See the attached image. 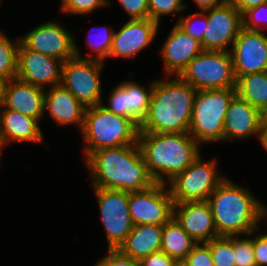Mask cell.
I'll return each mask as SVG.
<instances>
[{
	"instance_id": "1",
	"label": "cell",
	"mask_w": 267,
	"mask_h": 266,
	"mask_svg": "<svg viewBox=\"0 0 267 266\" xmlns=\"http://www.w3.org/2000/svg\"><path fill=\"white\" fill-rule=\"evenodd\" d=\"M85 164L93 187L132 192L147 189L155 183L138 144L94 151Z\"/></svg>"
},
{
	"instance_id": "2",
	"label": "cell",
	"mask_w": 267,
	"mask_h": 266,
	"mask_svg": "<svg viewBox=\"0 0 267 266\" xmlns=\"http://www.w3.org/2000/svg\"><path fill=\"white\" fill-rule=\"evenodd\" d=\"M164 76L162 80H154L149 111L139 126V132L189 131L197 90L179 76Z\"/></svg>"
},
{
	"instance_id": "3",
	"label": "cell",
	"mask_w": 267,
	"mask_h": 266,
	"mask_svg": "<svg viewBox=\"0 0 267 266\" xmlns=\"http://www.w3.org/2000/svg\"><path fill=\"white\" fill-rule=\"evenodd\" d=\"M138 145L154 182L167 183L201 154L200 144L188 133L139 132Z\"/></svg>"
},
{
	"instance_id": "4",
	"label": "cell",
	"mask_w": 267,
	"mask_h": 266,
	"mask_svg": "<svg viewBox=\"0 0 267 266\" xmlns=\"http://www.w3.org/2000/svg\"><path fill=\"white\" fill-rule=\"evenodd\" d=\"M214 223L219 236L247 235L258 229L263 219V203L249 189L226 177L210 194Z\"/></svg>"
},
{
	"instance_id": "5",
	"label": "cell",
	"mask_w": 267,
	"mask_h": 266,
	"mask_svg": "<svg viewBox=\"0 0 267 266\" xmlns=\"http://www.w3.org/2000/svg\"><path fill=\"white\" fill-rule=\"evenodd\" d=\"M81 133L86 160L94 151L103 148L138 144L139 126L99 104L86 108Z\"/></svg>"
},
{
	"instance_id": "6",
	"label": "cell",
	"mask_w": 267,
	"mask_h": 266,
	"mask_svg": "<svg viewBox=\"0 0 267 266\" xmlns=\"http://www.w3.org/2000/svg\"><path fill=\"white\" fill-rule=\"evenodd\" d=\"M236 88L197 91L188 133L201 145L224 141V118Z\"/></svg>"
},
{
	"instance_id": "7",
	"label": "cell",
	"mask_w": 267,
	"mask_h": 266,
	"mask_svg": "<svg viewBox=\"0 0 267 266\" xmlns=\"http://www.w3.org/2000/svg\"><path fill=\"white\" fill-rule=\"evenodd\" d=\"M179 77L197 91L236 88L230 51H202L189 62Z\"/></svg>"
},
{
	"instance_id": "8",
	"label": "cell",
	"mask_w": 267,
	"mask_h": 266,
	"mask_svg": "<svg viewBox=\"0 0 267 266\" xmlns=\"http://www.w3.org/2000/svg\"><path fill=\"white\" fill-rule=\"evenodd\" d=\"M216 158L204 160L201 154L183 172L168 181L174 203L206 201L210 194L226 178L218 172ZM169 184V185H168Z\"/></svg>"
},
{
	"instance_id": "9",
	"label": "cell",
	"mask_w": 267,
	"mask_h": 266,
	"mask_svg": "<svg viewBox=\"0 0 267 266\" xmlns=\"http://www.w3.org/2000/svg\"><path fill=\"white\" fill-rule=\"evenodd\" d=\"M80 53L75 41V57L63 63L61 85L86 108L97 106L104 102L100 76L105 62L83 58Z\"/></svg>"
},
{
	"instance_id": "10",
	"label": "cell",
	"mask_w": 267,
	"mask_h": 266,
	"mask_svg": "<svg viewBox=\"0 0 267 266\" xmlns=\"http://www.w3.org/2000/svg\"><path fill=\"white\" fill-rule=\"evenodd\" d=\"M107 238V249H118L133 229L129 192L92 187Z\"/></svg>"
},
{
	"instance_id": "11",
	"label": "cell",
	"mask_w": 267,
	"mask_h": 266,
	"mask_svg": "<svg viewBox=\"0 0 267 266\" xmlns=\"http://www.w3.org/2000/svg\"><path fill=\"white\" fill-rule=\"evenodd\" d=\"M167 184L155 182L149 188L129 192V212L133 225H164L173 218V198Z\"/></svg>"
},
{
	"instance_id": "12",
	"label": "cell",
	"mask_w": 267,
	"mask_h": 266,
	"mask_svg": "<svg viewBox=\"0 0 267 266\" xmlns=\"http://www.w3.org/2000/svg\"><path fill=\"white\" fill-rule=\"evenodd\" d=\"M207 27L200 42L203 51H230L242 27V14L227 0L220 6L204 10Z\"/></svg>"
},
{
	"instance_id": "13",
	"label": "cell",
	"mask_w": 267,
	"mask_h": 266,
	"mask_svg": "<svg viewBox=\"0 0 267 266\" xmlns=\"http://www.w3.org/2000/svg\"><path fill=\"white\" fill-rule=\"evenodd\" d=\"M74 39L70 30L54 20L44 22L20 36V42L28 49L63 62L75 57Z\"/></svg>"
},
{
	"instance_id": "14",
	"label": "cell",
	"mask_w": 267,
	"mask_h": 266,
	"mask_svg": "<svg viewBox=\"0 0 267 266\" xmlns=\"http://www.w3.org/2000/svg\"><path fill=\"white\" fill-rule=\"evenodd\" d=\"M133 74H128L130 81H123L114 86L108 95V104H101L110 112L129 118L140 126L149 111L154 81L152 80L147 90L138 82L131 81Z\"/></svg>"
},
{
	"instance_id": "15",
	"label": "cell",
	"mask_w": 267,
	"mask_h": 266,
	"mask_svg": "<svg viewBox=\"0 0 267 266\" xmlns=\"http://www.w3.org/2000/svg\"><path fill=\"white\" fill-rule=\"evenodd\" d=\"M231 46L236 79L246 74L267 71V35L264 31L242 28Z\"/></svg>"
},
{
	"instance_id": "16",
	"label": "cell",
	"mask_w": 267,
	"mask_h": 266,
	"mask_svg": "<svg viewBox=\"0 0 267 266\" xmlns=\"http://www.w3.org/2000/svg\"><path fill=\"white\" fill-rule=\"evenodd\" d=\"M63 61L32 51L21 42L18 47L16 78L46 89V85L57 86L62 80Z\"/></svg>"
},
{
	"instance_id": "17",
	"label": "cell",
	"mask_w": 267,
	"mask_h": 266,
	"mask_svg": "<svg viewBox=\"0 0 267 266\" xmlns=\"http://www.w3.org/2000/svg\"><path fill=\"white\" fill-rule=\"evenodd\" d=\"M159 24L147 19L129 20L119 31L114 30L112 47L108 58H136V54L147 48L155 39Z\"/></svg>"
},
{
	"instance_id": "18",
	"label": "cell",
	"mask_w": 267,
	"mask_h": 266,
	"mask_svg": "<svg viewBox=\"0 0 267 266\" xmlns=\"http://www.w3.org/2000/svg\"><path fill=\"white\" fill-rule=\"evenodd\" d=\"M2 109H10L41 121L45 116V89L18 78L6 80L0 91Z\"/></svg>"
},
{
	"instance_id": "19",
	"label": "cell",
	"mask_w": 267,
	"mask_h": 266,
	"mask_svg": "<svg viewBox=\"0 0 267 266\" xmlns=\"http://www.w3.org/2000/svg\"><path fill=\"white\" fill-rule=\"evenodd\" d=\"M173 218L197 242L219 237L209 202L174 203Z\"/></svg>"
},
{
	"instance_id": "20",
	"label": "cell",
	"mask_w": 267,
	"mask_h": 266,
	"mask_svg": "<svg viewBox=\"0 0 267 266\" xmlns=\"http://www.w3.org/2000/svg\"><path fill=\"white\" fill-rule=\"evenodd\" d=\"M160 50L166 76H179L189 62L203 51L201 43L176 23Z\"/></svg>"
},
{
	"instance_id": "21",
	"label": "cell",
	"mask_w": 267,
	"mask_h": 266,
	"mask_svg": "<svg viewBox=\"0 0 267 266\" xmlns=\"http://www.w3.org/2000/svg\"><path fill=\"white\" fill-rule=\"evenodd\" d=\"M85 110L86 107L61 84L45 89L44 112H47L58 126L74 124L81 131Z\"/></svg>"
},
{
	"instance_id": "22",
	"label": "cell",
	"mask_w": 267,
	"mask_h": 266,
	"mask_svg": "<svg viewBox=\"0 0 267 266\" xmlns=\"http://www.w3.org/2000/svg\"><path fill=\"white\" fill-rule=\"evenodd\" d=\"M224 141L247 140L260 132L258 110L237 94L232 98L224 118Z\"/></svg>"
},
{
	"instance_id": "23",
	"label": "cell",
	"mask_w": 267,
	"mask_h": 266,
	"mask_svg": "<svg viewBox=\"0 0 267 266\" xmlns=\"http://www.w3.org/2000/svg\"><path fill=\"white\" fill-rule=\"evenodd\" d=\"M40 121L10 109H2L0 121V142L5 147L12 142L42 143L44 136Z\"/></svg>"
},
{
	"instance_id": "24",
	"label": "cell",
	"mask_w": 267,
	"mask_h": 266,
	"mask_svg": "<svg viewBox=\"0 0 267 266\" xmlns=\"http://www.w3.org/2000/svg\"><path fill=\"white\" fill-rule=\"evenodd\" d=\"M163 225L141 224L134 225L119 250L138 261L161 251Z\"/></svg>"
},
{
	"instance_id": "25",
	"label": "cell",
	"mask_w": 267,
	"mask_h": 266,
	"mask_svg": "<svg viewBox=\"0 0 267 266\" xmlns=\"http://www.w3.org/2000/svg\"><path fill=\"white\" fill-rule=\"evenodd\" d=\"M197 242L172 218L163 225L161 251L179 264L192 251Z\"/></svg>"
},
{
	"instance_id": "26",
	"label": "cell",
	"mask_w": 267,
	"mask_h": 266,
	"mask_svg": "<svg viewBox=\"0 0 267 266\" xmlns=\"http://www.w3.org/2000/svg\"><path fill=\"white\" fill-rule=\"evenodd\" d=\"M236 94L258 111L267 105V71L250 73L236 79Z\"/></svg>"
},
{
	"instance_id": "27",
	"label": "cell",
	"mask_w": 267,
	"mask_h": 266,
	"mask_svg": "<svg viewBox=\"0 0 267 266\" xmlns=\"http://www.w3.org/2000/svg\"><path fill=\"white\" fill-rule=\"evenodd\" d=\"M20 39L12 41L0 30V77L6 81L17 76L18 47Z\"/></svg>"
},
{
	"instance_id": "28",
	"label": "cell",
	"mask_w": 267,
	"mask_h": 266,
	"mask_svg": "<svg viewBox=\"0 0 267 266\" xmlns=\"http://www.w3.org/2000/svg\"><path fill=\"white\" fill-rule=\"evenodd\" d=\"M95 28H98L97 30L99 31H96L95 32L96 34L92 36L91 39L89 38L90 36H88L87 41L85 43L93 52V53L92 52L86 53V55L88 56L87 59H95L105 62L106 61L105 59L108 58L112 47L114 29H112V27L107 25H103L101 30L99 29L100 27L98 26H95Z\"/></svg>"
},
{
	"instance_id": "29",
	"label": "cell",
	"mask_w": 267,
	"mask_h": 266,
	"mask_svg": "<svg viewBox=\"0 0 267 266\" xmlns=\"http://www.w3.org/2000/svg\"><path fill=\"white\" fill-rule=\"evenodd\" d=\"M207 244L214 266H235L233 236H219Z\"/></svg>"
},
{
	"instance_id": "30",
	"label": "cell",
	"mask_w": 267,
	"mask_h": 266,
	"mask_svg": "<svg viewBox=\"0 0 267 266\" xmlns=\"http://www.w3.org/2000/svg\"><path fill=\"white\" fill-rule=\"evenodd\" d=\"M149 18L160 25L164 16H174L185 11L184 0H148Z\"/></svg>"
},
{
	"instance_id": "31",
	"label": "cell",
	"mask_w": 267,
	"mask_h": 266,
	"mask_svg": "<svg viewBox=\"0 0 267 266\" xmlns=\"http://www.w3.org/2000/svg\"><path fill=\"white\" fill-rule=\"evenodd\" d=\"M108 5H111L109 0H61L59 9L61 13L79 16L91 14Z\"/></svg>"
},
{
	"instance_id": "32",
	"label": "cell",
	"mask_w": 267,
	"mask_h": 266,
	"mask_svg": "<svg viewBox=\"0 0 267 266\" xmlns=\"http://www.w3.org/2000/svg\"><path fill=\"white\" fill-rule=\"evenodd\" d=\"M208 19L205 11H198L193 14L183 17L179 16L176 24L182 28L186 33H188L193 38L197 39L199 42L203 39V34L205 28L207 27Z\"/></svg>"
},
{
	"instance_id": "33",
	"label": "cell",
	"mask_w": 267,
	"mask_h": 266,
	"mask_svg": "<svg viewBox=\"0 0 267 266\" xmlns=\"http://www.w3.org/2000/svg\"><path fill=\"white\" fill-rule=\"evenodd\" d=\"M233 246L235 266H256L251 233L247 234L246 238L242 235L233 236Z\"/></svg>"
},
{
	"instance_id": "34",
	"label": "cell",
	"mask_w": 267,
	"mask_h": 266,
	"mask_svg": "<svg viewBox=\"0 0 267 266\" xmlns=\"http://www.w3.org/2000/svg\"><path fill=\"white\" fill-rule=\"evenodd\" d=\"M242 27L252 31L267 30V2L244 11Z\"/></svg>"
},
{
	"instance_id": "35",
	"label": "cell",
	"mask_w": 267,
	"mask_h": 266,
	"mask_svg": "<svg viewBox=\"0 0 267 266\" xmlns=\"http://www.w3.org/2000/svg\"><path fill=\"white\" fill-rule=\"evenodd\" d=\"M180 266H214L210 246L207 243H197Z\"/></svg>"
},
{
	"instance_id": "36",
	"label": "cell",
	"mask_w": 267,
	"mask_h": 266,
	"mask_svg": "<svg viewBox=\"0 0 267 266\" xmlns=\"http://www.w3.org/2000/svg\"><path fill=\"white\" fill-rule=\"evenodd\" d=\"M94 266H140V261L124 255L119 249H108L107 255Z\"/></svg>"
},
{
	"instance_id": "37",
	"label": "cell",
	"mask_w": 267,
	"mask_h": 266,
	"mask_svg": "<svg viewBox=\"0 0 267 266\" xmlns=\"http://www.w3.org/2000/svg\"><path fill=\"white\" fill-rule=\"evenodd\" d=\"M130 20L149 18L148 0H118Z\"/></svg>"
},
{
	"instance_id": "38",
	"label": "cell",
	"mask_w": 267,
	"mask_h": 266,
	"mask_svg": "<svg viewBox=\"0 0 267 266\" xmlns=\"http://www.w3.org/2000/svg\"><path fill=\"white\" fill-rule=\"evenodd\" d=\"M251 232L253 238V252L256 266H267V233L258 234Z\"/></svg>"
},
{
	"instance_id": "39",
	"label": "cell",
	"mask_w": 267,
	"mask_h": 266,
	"mask_svg": "<svg viewBox=\"0 0 267 266\" xmlns=\"http://www.w3.org/2000/svg\"><path fill=\"white\" fill-rule=\"evenodd\" d=\"M140 266H180V264L163 251H158L143 258Z\"/></svg>"
},
{
	"instance_id": "40",
	"label": "cell",
	"mask_w": 267,
	"mask_h": 266,
	"mask_svg": "<svg viewBox=\"0 0 267 266\" xmlns=\"http://www.w3.org/2000/svg\"><path fill=\"white\" fill-rule=\"evenodd\" d=\"M241 14L249 8L266 3L265 0H228Z\"/></svg>"
},
{
	"instance_id": "41",
	"label": "cell",
	"mask_w": 267,
	"mask_h": 266,
	"mask_svg": "<svg viewBox=\"0 0 267 266\" xmlns=\"http://www.w3.org/2000/svg\"><path fill=\"white\" fill-rule=\"evenodd\" d=\"M192 1L199 8L198 10L204 11L220 6L227 0H192Z\"/></svg>"
},
{
	"instance_id": "42",
	"label": "cell",
	"mask_w": 267,
	"mask_h": 266,
	"mask_svg": "<svg viewBox=\"0 0 267 266\" xmlns=\"http://www.w3.org/2000/svg\"><path fill=\"white\" fill-rule=\"evenodd\" d=\"M259 128H267V105L258 111Z\"/></svg>"
},
{
	"instance_id": "43",
	"label": "cell",
	"mask_w": 267,
	"mask_h": 266,
	"mask_svg": "<svg viewBox=\"0 0 267 266\" xmlns=\"http://www.w3.org/2000/svg\"><path fill=\"white\" fill-rule=\"evenodd\" d=\"M257 139L261 143L262 147H264V150L267 151V128H260Z\"/></svg>"
},
{
	"instance_id": "44",
	"label": "cell",
	"mask_w": 267,
	"mask_h": 266,
	"mask_svg": "<svg viewBox=\"0 0 267 266\" xmlns=\"http://www.w3.org/2000/svg\"><path fill=\"white\" fill-rule=\"evenodd\" d=\"M263 220H266V222H267V207H266V205H263Z\"/></svg>"
},
{
	"instance_id": "45",
	"label": "cell",
	"mask_w": 267,
	"mask_h": 266,
	"mask_svg": "<svg viewBox=\"0 0 267 266\" xmlns=\"http://www.w3.org/2000/svg\"><path fill=\"white\" fill-rule=\"evenodd\" d=\"M4 80L0 77V91H1V88L3 87V85H4Z\"/></svg>"
},
{
	"instance_id": "46",
	"label": "cell",
	"mask_w": 267,
	"mask_h": 266,
	"mask_svg": "<svg viewBox=\"0 0 267 266\" xmlns=\"http://www.w3.org/2000/svg\"><path fill=\"white\" fill-rule=\"evenodd\" d=\"M3 145L1 144V142H0V159H1V154L3 153L2 151H3Z\"/></svg>"
},
{
	"instance_id": "47",
	"label": "cell",
	"mask_w": 267,
	"mask_h": 266,
	"mask_svg": "<svg viewBox=\"0 0 267 266\" xmlns=\"http://www.w3.org/2000/svg\"><path fill=\"white\" fill-rule=\"evenodd\" d=\"M1 111H2V102H1V98H0V121H1Z\"/></svg>"
}]
</instances>
